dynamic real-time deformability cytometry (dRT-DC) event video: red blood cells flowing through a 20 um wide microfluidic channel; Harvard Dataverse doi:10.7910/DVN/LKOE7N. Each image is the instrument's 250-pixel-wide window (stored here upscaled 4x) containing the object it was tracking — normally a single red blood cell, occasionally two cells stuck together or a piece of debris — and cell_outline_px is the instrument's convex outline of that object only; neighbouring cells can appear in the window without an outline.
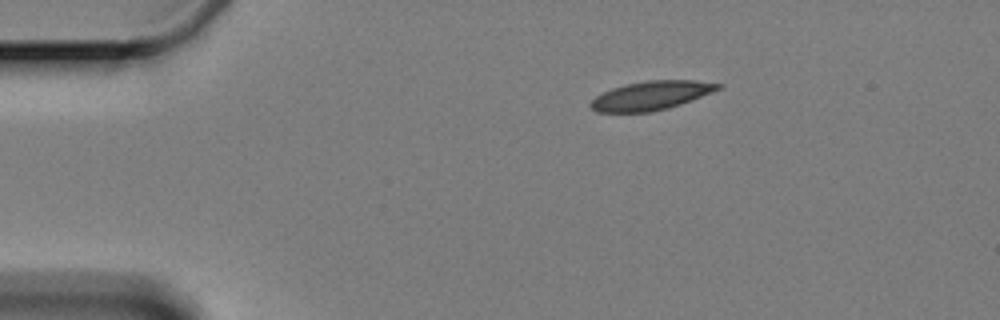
{"species": "Egyptian fruit bat (a non-hibernating species)", "species_latin": "Rousettus aegyptiacus", "temperature_condition": "cold", "stored_images_in_passage": 4, "segment_of_instrument_passage": [1, 2], "camera_frame_rate_fps": 3000, "um_per_image_px": 0.085, "animal": {"sex": "female"}, "frame": {"image": 1, "passage_image": 1, "time_ms": 0.0, "image_size_px": [1000, 320], "cell_outline_px": [[724, 84], [720, 88], [680, 104], [668, 108], [652, 112], [596, 112], [588, 104], [596, 96], [612, 88], [624, 84], [644, 80], [696, 80]], "centroid_in_image_um": [55.31, 8.11], "position_along_channel_um": 29.7, "area_um2": 21.33}}